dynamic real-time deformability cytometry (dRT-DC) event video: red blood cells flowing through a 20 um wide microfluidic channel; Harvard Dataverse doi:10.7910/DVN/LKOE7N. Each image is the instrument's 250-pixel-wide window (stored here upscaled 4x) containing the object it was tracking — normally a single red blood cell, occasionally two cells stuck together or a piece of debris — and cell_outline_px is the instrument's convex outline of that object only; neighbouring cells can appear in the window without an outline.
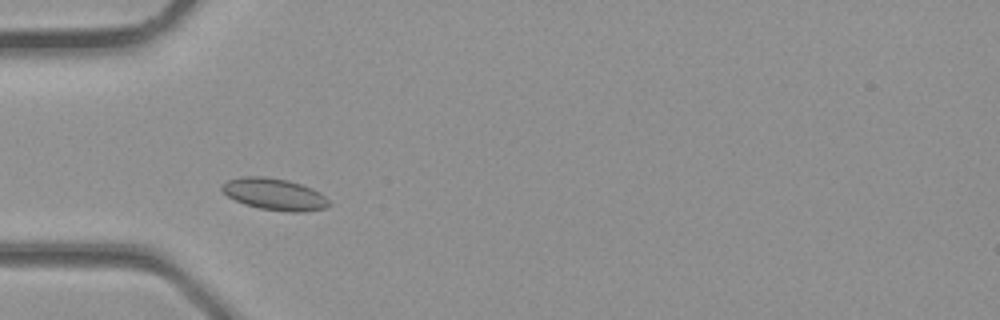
{"species": "common noctule bat (a hibernating species)", "species_latin": "Nyctalus noctula", "temperature_condition": "room temperature", "stored_images_in_passage": 2, "camera_frame_rate_fps": 3000, "um_per_image_px": 0.085, "animal": {"sex": "male", "body_mass_g": 23.1, "forearm_length_mm": 52.7}, "frame": {"image": 1, "passage_image": 1, "time_ms": 0.0, "image_size_px": [1000, 320], "cell_outline_px": [[332, 204], [328, 208], [304, 212], [288, 212], [260, 208], [244, 204], [228, 196], [220, 188], [220, 184], [228, 180], [244, 176], [264, 176], [288, 180], [312, 188], [320, 192]], "centroid_in_image_um": [23.35, 16.51], "position_along_channel_um": 61.7, "area_um2": 19.94}}
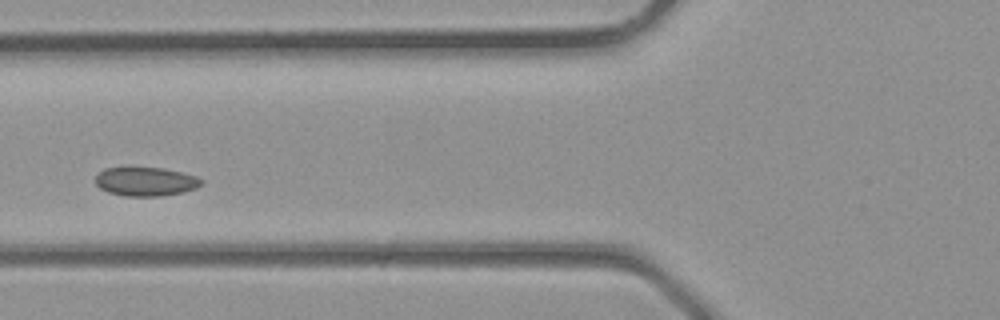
{"frame": {"image": 2, "passage_image": 2, "time_ms": 0.333, "image_size_px": [1000, 320], "cell_outline_px": [[204, 180], [196, 188], [184, 192], [160, 196], [124, 196], [108, 192], [100, 188], [96, 184], [96, 176], [104, 168], [132, 164], [164, 168], [196, 176]], "centroid_in_image_um": [12.34, 15.38], "position_along_channel_um": 113.5, "area_um2": 18.55}}